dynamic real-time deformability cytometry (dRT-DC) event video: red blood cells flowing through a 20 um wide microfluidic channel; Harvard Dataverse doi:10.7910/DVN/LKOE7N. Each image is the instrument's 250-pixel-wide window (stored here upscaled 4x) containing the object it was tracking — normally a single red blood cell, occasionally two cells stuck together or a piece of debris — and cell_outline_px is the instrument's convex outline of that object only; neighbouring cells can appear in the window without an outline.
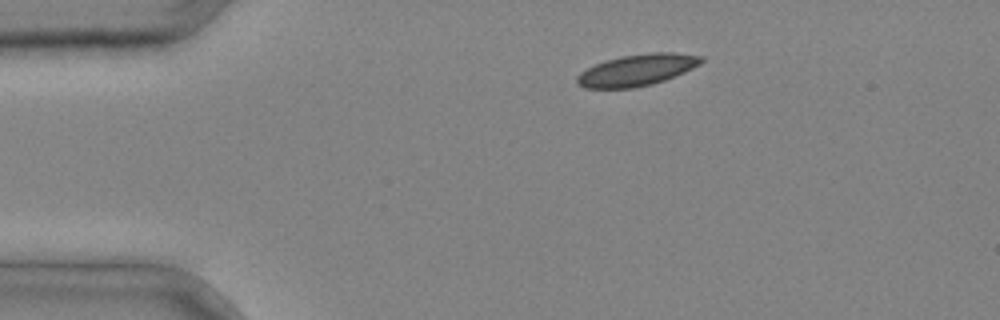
{"species": "common noctule bat (a hibernating species)", "species_latin": "Nyctalus noctula", "temperature_condition": "cold", "stored_images_in_passage": 2, "camera_frame_rate_fps": 3000, "um_per_image_px": 0.085, "animal": {"sex": "male", "body_mass_g": 20.4}, "frame": {"image": 1, "passage_image": 1, "time_ms": 0.0, "image_size_px": [1000, 320], "cell_outline_px": [[704, 60], [700, 64], [684, 72], [664, 80], [652, 84], [632, 88], [584, 88], [576, 84], [576, 76], [580, 72], [596, 64], [620, 56], [652, 52], [672, 52], [704, 56]], "centroid_in_image_um": [54.14, 5.95], "position_along_channel_um": 30.9, "area_um2": 22.77}}